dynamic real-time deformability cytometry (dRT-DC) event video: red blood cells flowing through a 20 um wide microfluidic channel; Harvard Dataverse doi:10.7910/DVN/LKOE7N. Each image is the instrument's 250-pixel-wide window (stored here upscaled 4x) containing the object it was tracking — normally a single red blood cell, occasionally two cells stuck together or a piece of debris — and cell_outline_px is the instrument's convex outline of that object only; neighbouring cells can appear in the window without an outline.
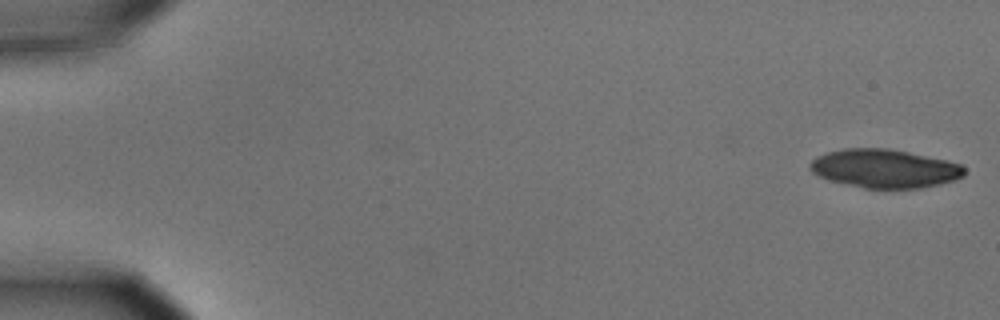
{"species": "common noctule bat (a hibernating species)", "species_latin": "Nyctalus noctula", "temperature_condition": "cold", "stored_images_in_passage": 44, "camera_frame_rate_fps": 3000, "um_per_image_px": 0.085, "animal": {"sex": "male", "body_mass_g": 15.6}, "frame": {"image": 1, "passage_image": 1, "time_ms": 0.0, "image_size_px": [1000, 320], "cell_outline_px": [[964, 176], [940, 184], [920, 188], [864, 188], [828, 180], [812, 172], [808, 168], [808, 164], [816, 156], [828, 152], [844, 148], [888, 148], [948, 160], [960, 164], [964, 168]], "centroid_in_image_um": [75.16, 14.32], "position_along_channel_um": 9.8, "area_um2": 34.68}}
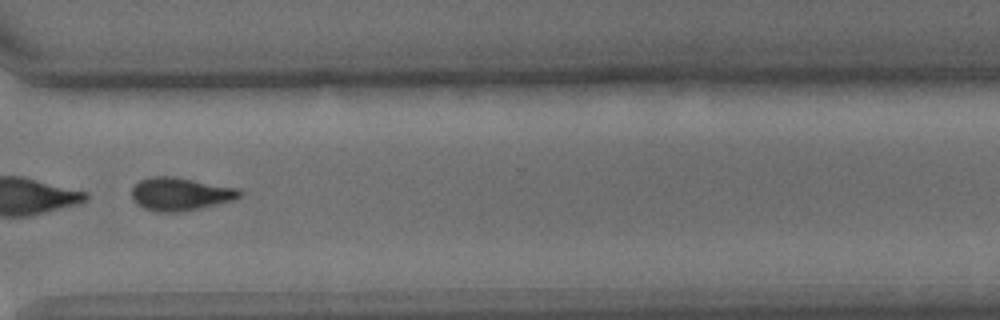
{"frame": {"image": 2, "passage_image": 42, "time_ms": 13.667, "image_size_px": [1000, 320], "cell_outline_px": [[244, 192], [236, 200], [200, 208], [176, 212], [156, 212], [144, 208], [136, 204], [132, 200], [132, 188], [140, 180], [148, 176], [172, 176], [240, 188]], "centroid_in_image_um": [15.34, 16.49], "position_along_channel_um": 355.3, "area_um2": 21.04}, "authors_computed_cell_mechanics": {"area_um2": 24.0737, "velocity_mm_per_s": 3.6337, "shape_relaxation_time_tau1_ms": 0.5029, "shape_relaxation_time_tau2_ms": null, "deformation_change_tau1": 0.2598, "deformation_change_tau2": null}}